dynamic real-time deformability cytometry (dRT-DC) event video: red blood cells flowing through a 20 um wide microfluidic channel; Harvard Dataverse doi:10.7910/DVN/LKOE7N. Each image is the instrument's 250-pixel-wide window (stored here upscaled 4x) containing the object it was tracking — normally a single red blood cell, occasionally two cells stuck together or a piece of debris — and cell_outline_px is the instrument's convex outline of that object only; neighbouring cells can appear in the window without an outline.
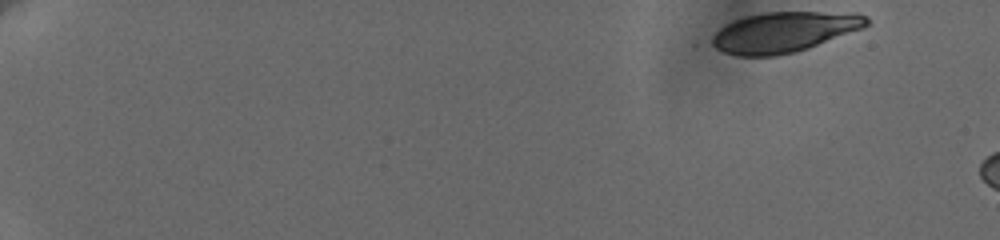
{"species": "human", "species_latin": "Homo sapiens", "temperature_condition": "cold", "stored_images_in_passage": 7, "camera_frame_rate_fps": 3000, "um_per_image_px": 0.085, "donor": {"sex": "female"}, "frame": {"image": 1, "passage_image": 1, "time_ms": 0.0, "image_size_px": [1000, 240], "cell_outline_px": [[868, 24], [864, 28], [808, 48], [796, 52], [776, 56], [740, 56], [724, 52], [716, 48], [712, 44], [712, 36], [720, 28], [736, 20], [748, 16], [764, 12], [860, 12], [868, 16]], "centroid_in_image_um": [66.71, 2.72], "position_along_channel_um": 18.3, "area_um2": 36.36}}